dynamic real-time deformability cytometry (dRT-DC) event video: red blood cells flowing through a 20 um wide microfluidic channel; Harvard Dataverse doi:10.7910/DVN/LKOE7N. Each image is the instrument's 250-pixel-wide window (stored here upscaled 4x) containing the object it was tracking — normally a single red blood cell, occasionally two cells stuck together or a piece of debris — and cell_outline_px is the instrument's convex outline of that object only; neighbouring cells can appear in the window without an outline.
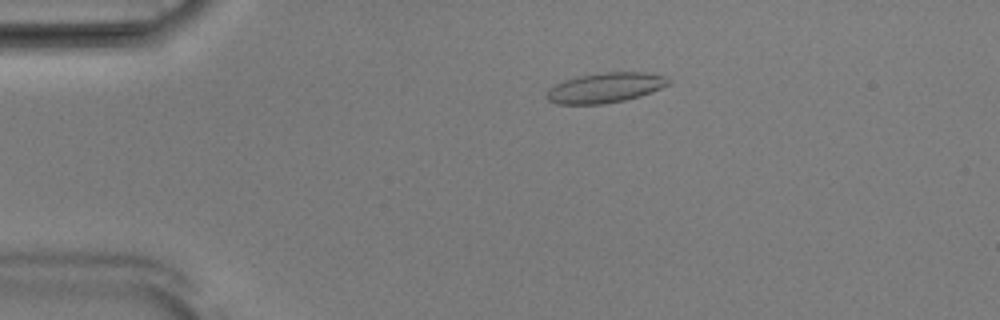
{"species": "Egyptian fruit bat (a non-hibernating species)", "species_latin": "Rousettus aegyptiacus", "temperature_condition": "room temperature", "stored_images_in_passage": 53, "camera_frame_rate_fps": 3000, "um_per_image_px": 0.085, "animal": {"sex": "male"}, "frame": {"image": 1, "passage_image": 11, "time_ms": 3.333, "image_size_px": [1000, 320], "cell_outline_px": [[672, 84], [640, 96], [624, 100], [604, 104], [556, 104], [548, 100], [544, 96], [556, 84], [564, 80], [580, 76], [604, 72], [648, 72], [668, 76], [672, 80]], "centroid_in_image_um": [51.52, 7.45], "position_along_channel_um": 33.5, "area_um2": 21.44}}
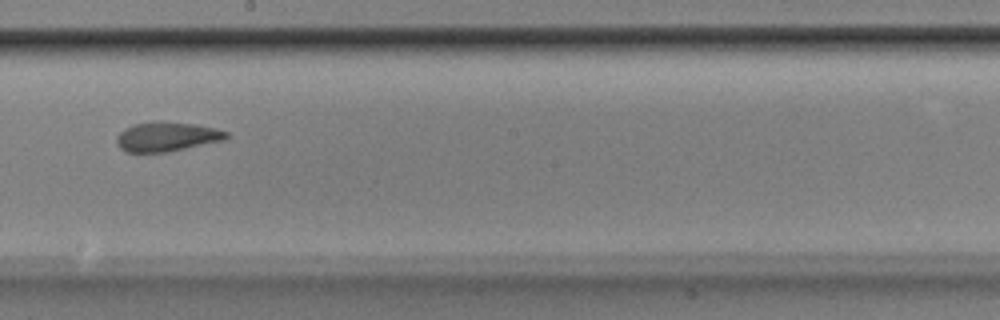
{"frame": {"image": 2, "passage_image": 30, "time_ms": 9.667, "image_size_px": [1000, 320], "cell_outline_px": [[228, 136], [224, 140], [168, 152], [124, 152], [116, 144], [116, 136], [124, 128], [136, 124], [152, 120], [192, 124], [216, 128], [228, 132]], "centroid_in_image_um": [14.14, 11.62], "position_along_channel_um": 234.1, "area_um2": 18.9}}
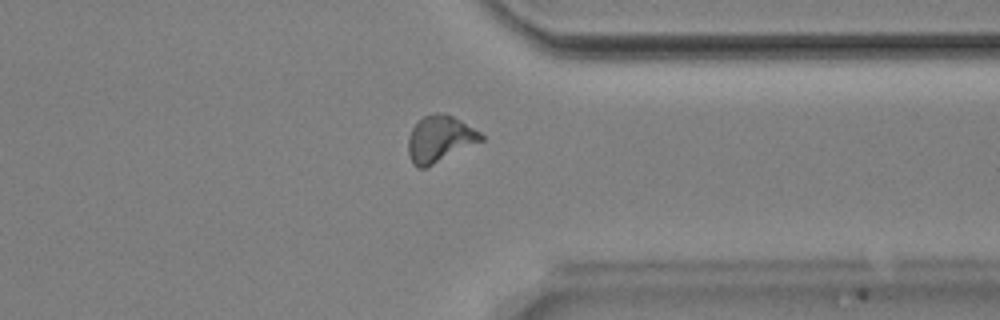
{"frame": {"image": 3, "passage_image": 41, "time_ms": 13.333, "image_size_px": [1000, 320], "cell_outline_px": [[484, 140], [424, 168], [416, 168], [412, 164], [408, 156], [408, 136], [412, 128], [424, 116], [436, 112], [444, 112], [460, 120], [480, 132], [484, 136]], "centroid_in_image_um": [37.36, 11.81], "position_along_channel_um": 374.0, "area_um2": 19.65}, "authors_computed_cell_mechanics": {"area_um2": 19.3052, "velocity_mm_per_s": 3.8865, "shape_relaxation_time_tau1_ms": 3.3825, "shape_relaxation_time_tau2_ms": 1.8813, "deformation_change_tau1": 0.1297, "deformation_change_tau2": 0.0974}}